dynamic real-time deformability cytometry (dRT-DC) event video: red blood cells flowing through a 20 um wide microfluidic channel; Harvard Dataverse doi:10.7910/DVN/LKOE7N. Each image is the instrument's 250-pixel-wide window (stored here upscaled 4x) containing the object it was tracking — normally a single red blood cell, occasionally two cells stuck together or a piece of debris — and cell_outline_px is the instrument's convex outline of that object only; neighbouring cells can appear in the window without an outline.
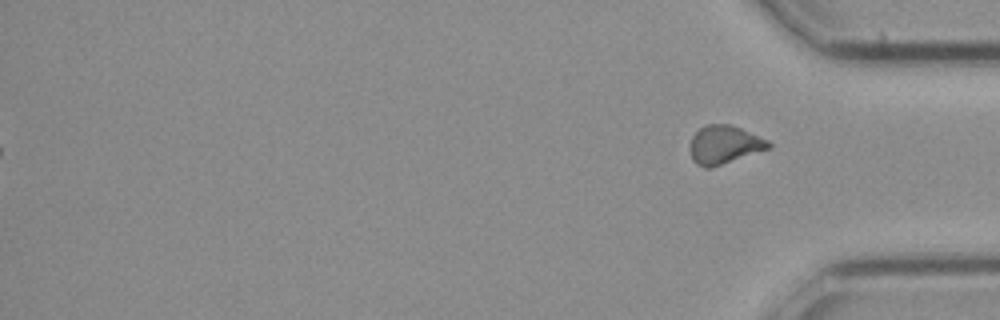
{"species": "common noctule bat (a hibernating species)", "species_latin": "Nyctalus noctula", "temperature_condition": "cold", "stored_images_in_passage": 22, "segment_of_instrument_passage": [2, 2], "camera_frame_rate_fps": 3000, "um_per_image_px": 0.085, "animal": {"sex": "female", "body_mass_g": 21.9}, "frame": {"image": 1, "passage_image": 22, "time_ms": 7.0, "image_size_px": [1000, 320], "cell_outline_px": [[772, 148], [712, 168], [704, 168], [696, 164], [692, 160], [692, 136], [704, 124], [728, 124], [740, 128], [768, 140], [772, 144]], "centroid_in_image_um": [61.6, 12.32], "position_along_channel_um": 373.6, "area_um2": 17.57}}